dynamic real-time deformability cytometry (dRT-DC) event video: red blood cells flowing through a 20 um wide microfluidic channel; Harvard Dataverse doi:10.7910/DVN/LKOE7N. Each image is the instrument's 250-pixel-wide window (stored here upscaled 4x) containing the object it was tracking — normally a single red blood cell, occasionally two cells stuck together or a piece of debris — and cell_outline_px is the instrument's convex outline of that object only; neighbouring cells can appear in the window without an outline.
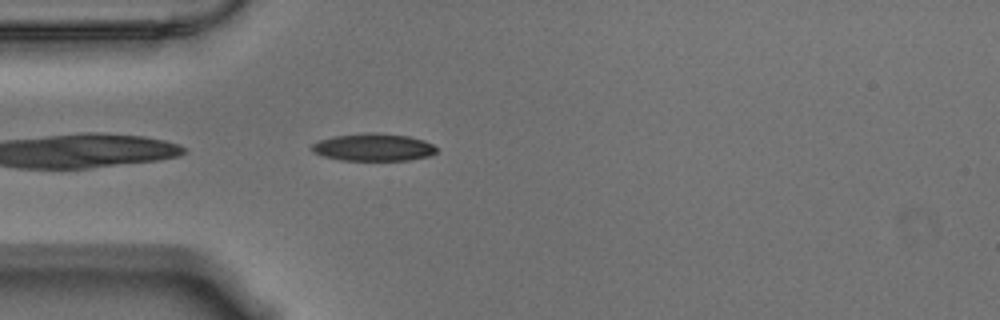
{"species": "Egyptian fruit bat (a non-hibernating species)", "species_latin": "Rousettus aegyptiacus", "temperature_condition": "warm", "stored_images_in_passage": 6, "camera_frame_rate_fps": 3000, "um_per_image_px": 0.085, "animal": {"sex": "male"}, "frame": {"image": 1, "passage_image": 2, "time_ms": 0.333, "image_size_px": [1000, 320], "cell_outline_px": [[436, 152], [428, 156], [408, 160], [340, 160], [324, 156], [312, 152], [308, 148], [312, 144], [320, 140], [332, 136], [364, 132], [380, 132], [408, 136], [424, 140], [432, 144], [436, 148]], "centroid_in_image_um": [31.69, 12.5], "position_along_channel_um": 53.3, "area_um2": 20.17}}